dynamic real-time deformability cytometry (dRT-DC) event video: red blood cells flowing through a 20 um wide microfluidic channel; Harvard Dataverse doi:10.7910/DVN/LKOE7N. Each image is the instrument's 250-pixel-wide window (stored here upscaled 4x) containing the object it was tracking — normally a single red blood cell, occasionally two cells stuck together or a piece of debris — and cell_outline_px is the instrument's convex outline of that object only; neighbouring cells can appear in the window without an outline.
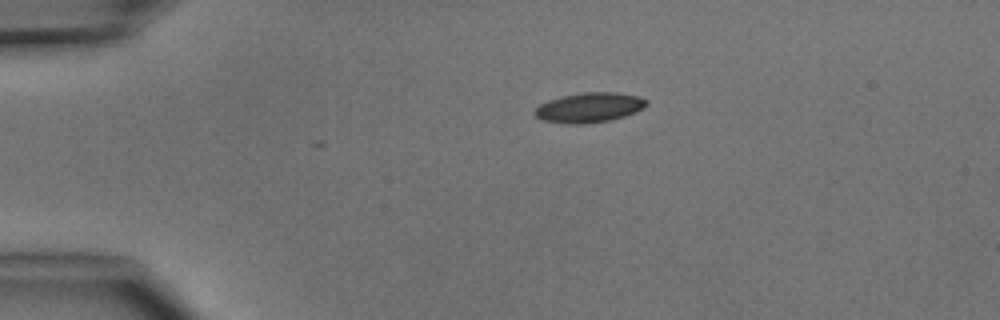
{"species": "common noctule bat (a hibernating species)", "species_latin": "Nyctalus noctula", "temperature_condition": "cold", "stored_images_in_passage": 2, "camera_frame_rate_fps": 3000, "um_per_image_px": 0.085, "animal": {"sex": "male", "body_mass_g": 15.6}, "frame": {"image": 1, "passage_image": 1, "time_ms": 0.0, "image_size_px": [1000, 320], "cell_outline_px": [[648, 104], [644, 108], [636, 112], [624, 116], [608, 120], [584, 124], [568, 124], [540, 120], [532, 112], [540, 104], [548, 100], [560, 96], [584, 92], [616, 92], [640, 96], [648, 100]], "centroid_in_image_um": [50.09, 9.13], "position_along_channel_um": 34.9, "area_um2": 19.65}}